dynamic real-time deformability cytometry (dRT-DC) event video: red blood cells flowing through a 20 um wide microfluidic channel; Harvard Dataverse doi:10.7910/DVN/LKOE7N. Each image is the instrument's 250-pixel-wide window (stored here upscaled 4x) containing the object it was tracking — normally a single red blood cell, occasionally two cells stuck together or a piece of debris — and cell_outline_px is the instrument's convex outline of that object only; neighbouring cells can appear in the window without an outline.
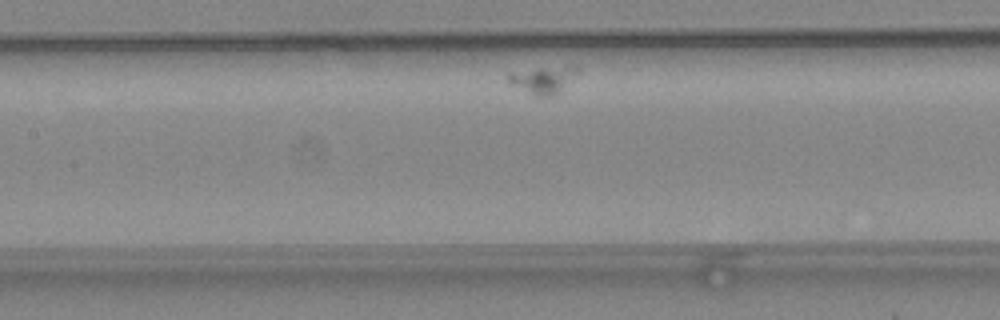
{"species": "common noctule bat (a hibernating species)", "species_latin": "Nyctalus noctula", "temperature_condition": "warm", "stored_images_in_passage": 30, "camera_frame_rate_fps": 3000, "um_per_image_px": 0.085, "animal": {"sex": "female", "body_mass_g": 24.6, "forearm_length_mm": 56.2}, "frame": {"image": 1, "passage_image": 10, "time_ms": 3.0, "image_size_px": [1000, 320], "cell_outline_px": [[580, 72], [552, 96], [536, 96], [508, 84], [508, 72], [572, 64], [576, 64], [580, 68]], "centroid_in_image_um": [46.18, 6.74], "position_along_channel_um": 161.2, "area_um2": 11.1}}
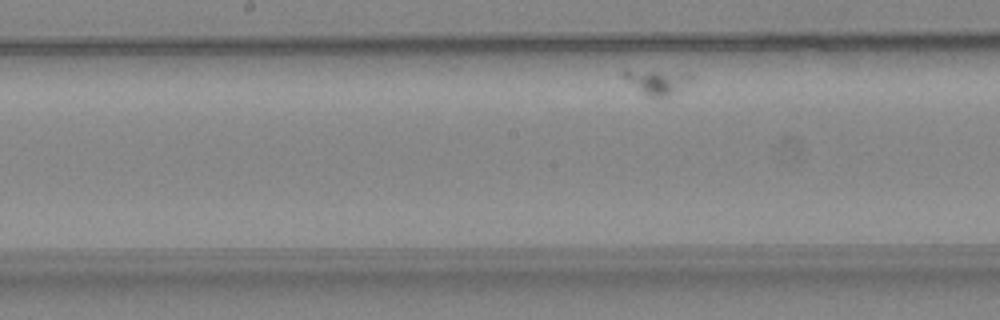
{"frame": {"image": 2, "passage_image": 13, "time_ms": 4.0, "image_size_px": [1000, 320], "cell_outline_px": [[692, 80], [664, 100], [656, 100], [648, 96], [624, 80], [620, 76], [620, 72], [624, 68], [688, 72], [692, 76]], "centroid_in_image_um": [55.77, 6.93], "position_along_channel_um": 192.4, "area_um2": 10.64}}
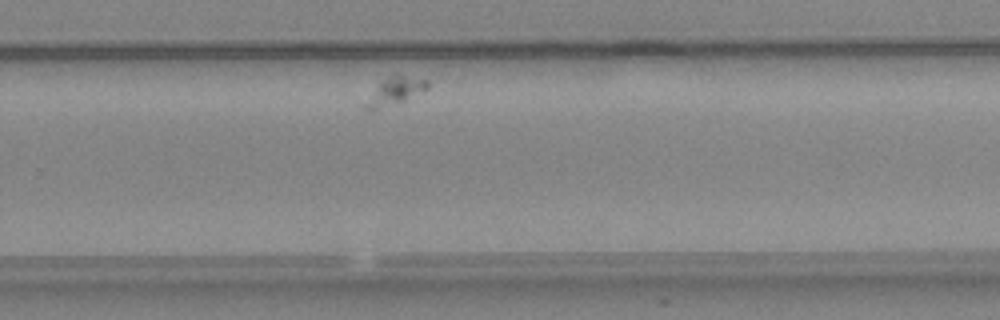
{"frame": {"image": 3, "passage_image": 23, "time_ms": 7.333, "image_size_px": [1000, 320], "cell_outline_px": [[428, 88], [424, 92], [404, 100], [372, 112], [364, 112], [360, 108], [380, 80], [388, 76], [404, 76], [428, 80]], "centroid_in_image_um": [33.45, 7.81], "position_along_channel_um": 296.3, "area_um2": 10.23}}